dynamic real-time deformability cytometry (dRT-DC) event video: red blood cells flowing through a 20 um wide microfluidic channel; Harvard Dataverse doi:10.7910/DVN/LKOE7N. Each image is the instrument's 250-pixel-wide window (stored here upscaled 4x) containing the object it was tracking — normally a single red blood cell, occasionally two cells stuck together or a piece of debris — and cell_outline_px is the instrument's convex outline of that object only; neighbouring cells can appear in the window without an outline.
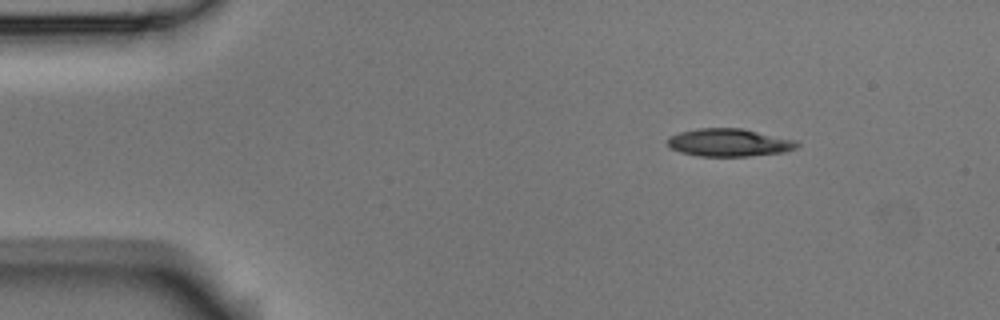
{"species": "Egyptian fruit bat (a non-hibernating species)", "species_latin": "Rousettus aegyptiacus", "temperature_condition": "room temperature", "stored_images_in_passage": 4, "camera_frame_rate_fps": 3000, "um_per_image_px": 0.085, "animal": {"sex": "male"}, "frame": {"image": 1, "passage_image": 1, "time_ms": 0.0, "image_size_px": [1000, 320], "cell_outline_px": [[800, 144], [796, 148], [784, 152], [748, 156], [696, 156], [680, 152], [672, 148], [668, 144], [668, 136], [680, 132], [696, 128], [740, 128], [796, 140]], "centroid_in_image_um": [61.96, 12.12], "position_along_channel_um": 23.0, "area_um2": 20.92}}
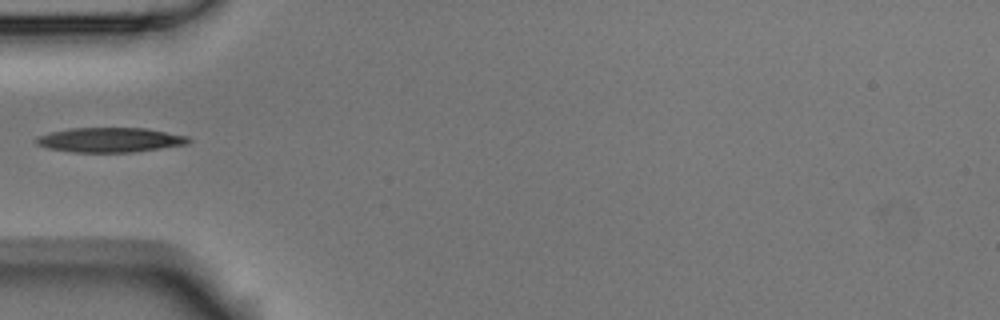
{"frame": {"image": 2, "passage_image": 4, "time_ms": 1.0, "image_size_px": [1000, 320], "cell_outline_px": [[192, 140], [188, 144], [132, 152], [72, 152], [48, 148], [36, 144], [36, 136], [68, 128], [144, 128], [188, 136]], "centroid_in_image_um": [9.34, 11.89], "position_along_channel_um": 75.7, "area_um2": 21.79}}